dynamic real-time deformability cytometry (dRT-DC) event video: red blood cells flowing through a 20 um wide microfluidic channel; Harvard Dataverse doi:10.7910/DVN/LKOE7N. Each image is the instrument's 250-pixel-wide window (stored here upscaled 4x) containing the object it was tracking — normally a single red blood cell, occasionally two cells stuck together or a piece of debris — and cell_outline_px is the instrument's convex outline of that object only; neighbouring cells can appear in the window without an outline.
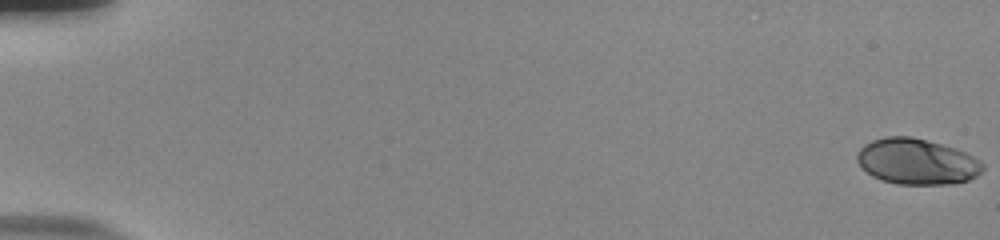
{"species": "human", "species_latin": "Homo sapiens", "temperature_condition": "room temperature", "stored_images_in_passage": 56, "camera_frame_rate_fps": 3000, "um_per_image_px": 0.085, "donor": {"sex": "male"}, "frame": {"image": 1, "passage_image": 1, "time_ms": 0.0, "image_size_px": [1000, 240], "cell_outline_px": [[984, 168], [976, 176], [968, 180], [948, 184], [900, 184], [884, 180], [872, 176], [860, 164], [856, 156], [860, 148], [864, 144], [872, 140], [884, 136], [912, 136], [940, 144], [964, 152], [972, 156], [984, 164]], "centroid_in_image_um": [77.91, 13.72], "position_along_channel_um": 7.1, "area_um2": 33.12}}
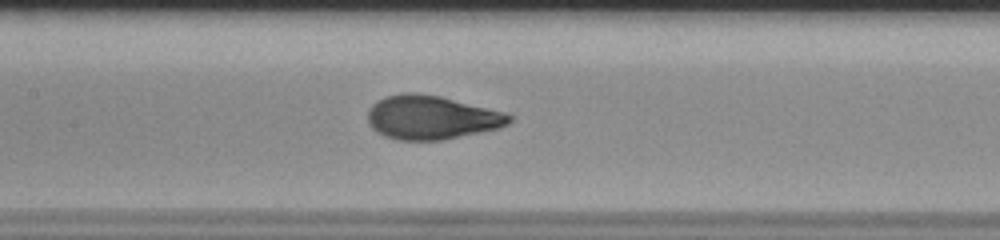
{"frame": {"image": 2, "passage_image": 29, "time_ms": 9.333, "image_size_px": [1000, 240], "cell_outline_px": [[512, 120], [508, 124], [500, 128], [440, 140], [396, 140], [384, 136], [372, 128], [368, 120], [368, 112], [372, 104], [388, 96], [404, 92], [416, 92], [440, 96], [504, 112], [512, 116]], "centroid_in_image_um": [36.67, 9.98], "position_along_channel_um": 170.7, "area_um2": 35.89}}
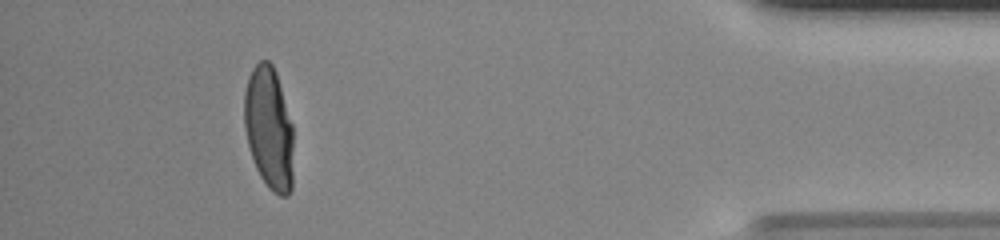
{"frame": {"image": 3, "passage_image": 52, "time_ms": 17.0, "image_size_px": [1000, 240], "cell_outline_px": [[292, 188], [288, 196], [280, 196], [272, 192], [268, 188], [260, 176], [256, 168], [248, 144], [244, 124], [244, 92], [248, 76], [252, 68], [260, 60], [268, 60], [272, 64], [276, 72], [292, 124]], "centroid_in_image_um": [22.85, 10.89], "position_along_channel_um": 412.3, "area_um2": 35.2}, "authors_computed_cell_mechanics": {"area_um2": 35.1424, "velocity_mm_per_s": 3.7901, "shape_relaxation_time_tau1_ms": 5.2846, "shape_relaxation_time_tau2_ms": null, "deformation_change_tau1": 0.2358, "deformation_change_tau2": null}}